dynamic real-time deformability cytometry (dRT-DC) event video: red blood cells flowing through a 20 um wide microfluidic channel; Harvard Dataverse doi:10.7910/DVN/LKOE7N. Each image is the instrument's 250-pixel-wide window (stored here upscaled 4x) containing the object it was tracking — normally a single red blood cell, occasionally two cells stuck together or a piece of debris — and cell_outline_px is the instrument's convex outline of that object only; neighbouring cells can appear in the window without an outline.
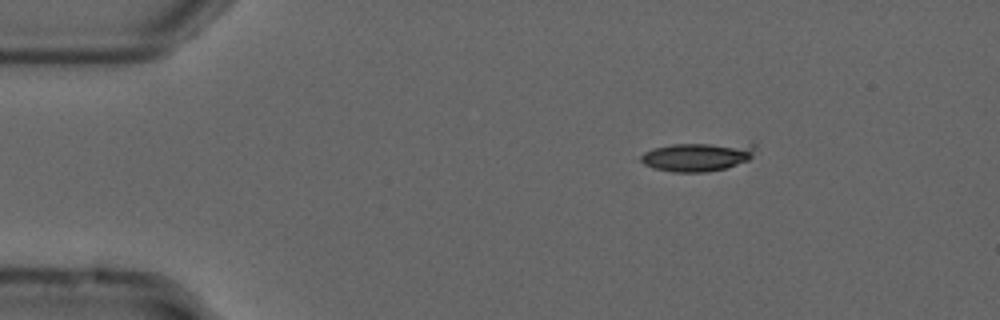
{"species": "common noctule bat (a hibernating species)", "species_latin": "Nyctalus noctula", "temperature_condition": "cold", "stored_images_in_passage": 8, "camera_frame_rate_fps": 3000, "um_per_image_px": 0.085, "animal": {"sex": "male", "forearm_length_mm": 52.5}, "frame": {"image": 1, "passage_image": 1, "time_ms": 0.0, "image_size_px": [1000, 320], "cell_outline_px": [[756, 148], [752, 156], [748, 160], [724, 168], [704, 172], [672, 172], [652, 168], [644, 164], [640, 160], [640, 156], [644, 152], [652, 148], [672, 144], [752, 140], [756, 144]], "centroid_in_image_um": [59.37, 13.26], "position_along_channel_um": 25.6, "area_um2": 20.17}}